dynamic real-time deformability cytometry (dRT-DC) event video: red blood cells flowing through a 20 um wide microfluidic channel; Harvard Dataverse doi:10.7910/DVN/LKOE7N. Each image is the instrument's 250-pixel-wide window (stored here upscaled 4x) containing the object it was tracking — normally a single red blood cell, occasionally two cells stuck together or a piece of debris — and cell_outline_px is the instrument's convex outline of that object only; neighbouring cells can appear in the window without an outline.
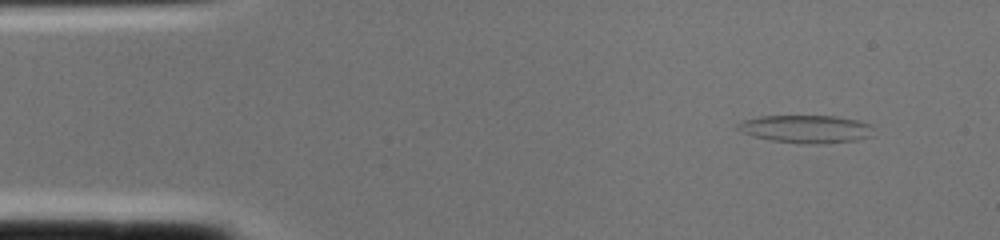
{"species": "common noctule bat (a hibernating species)", "species_latin": "Nyctalus noctula", "temperature_condition": "cold", "stored_images_in_passage": 1, "camera_frame_rate_fps": 3000, "um_per_image_px": 0.085, "animal": {"sex": "female", "body_mass_g": 22.0, "forearm_length_mm": 56.7}, "frame": {"image": 1, "passage_image": 1, "time_ms": 0.0, "image_size_px": [1000, 240], "cell_outline_px": [[872, 136], [856, 140], [816, 144], [772, 140], [752, 136], [736, 128], [736, 124], [744, 120], [760, 116], [836, 116], [860, 120], [872, 124]], "centroid_in_image_um": [68.55, 10.95], "position_along_channel_um": 16.5, "area_um2": 21.91}}